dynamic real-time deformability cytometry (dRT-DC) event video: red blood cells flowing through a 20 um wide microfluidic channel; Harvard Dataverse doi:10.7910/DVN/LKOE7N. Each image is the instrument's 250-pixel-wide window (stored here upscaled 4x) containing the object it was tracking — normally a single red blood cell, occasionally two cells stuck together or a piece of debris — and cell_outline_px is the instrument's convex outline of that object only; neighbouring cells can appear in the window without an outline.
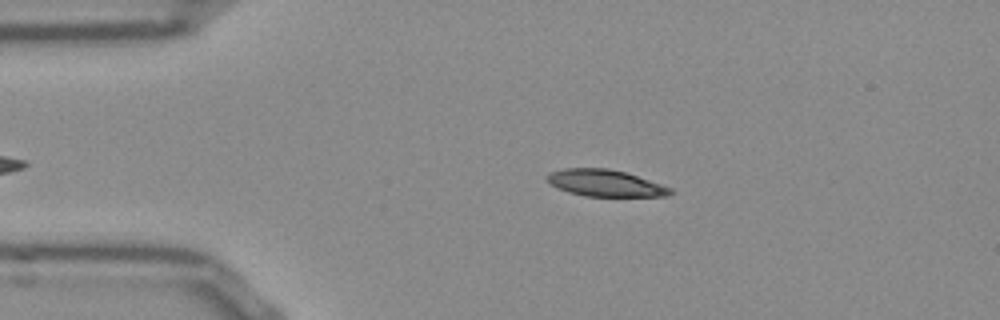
{"species": "Egyptian fruit bat (a non-hibernating species)", "species_latin": "Rousettus aegyptiacus", "temperature_condition": "room temperature", "stored_images_in_passage": 38, "camera_frame_rate_fps": 3000, "um_per_image_px": 0.085, "frame": {"image": 1, "passage_image": 2, "time_ms": 0.333, "image_size_px": [1000, 320], "cell_outline_px": [[676, 192], [668, 196], [584, 196], [568, 192], [552, 184], [548, 180], [548, 176], [552, 172], [564, 168], [608, 168], [624, 172], [672, 188]], "centroid_in_image_um": [51.5, 15.57], "position_along_channel_um": 33.5, "area_um2": 18.84}}
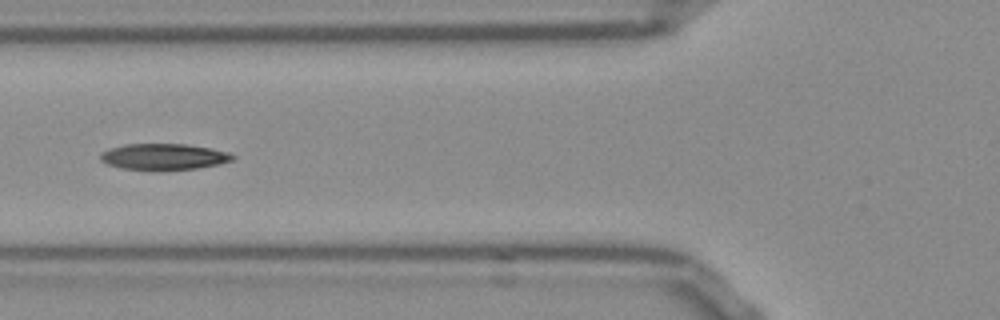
{"frame": {"image": 2, "passage_image": 11, "time_ms": 3.333, "image_size_px": [1000, 320], "cell_outline_px": [[236, 156], [232, 160], [220, 164], [196, 168], [164, 172], [120, 168], [108, 164], [100, 160], [100, 152], [108, 148], [124, 144], [188, 144], [212, 148], [228, 152]], "centroid_in_image_um": [13.9, 13.34], "position_along_channel_um": 111.9, "area_um2": 20.81}}
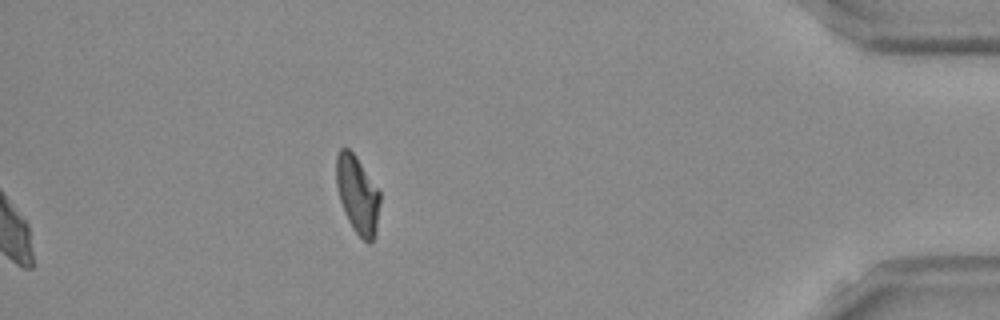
{"frame": {"image": 3, "passage_image": 38, "time_ms": 12.333, "image_size_px": [1000, 320], "cell_outline_px": [[380, 204], [376, 228], [372, 240], [368, 244], [352, 228], [348, 220], [340, 200], [336, 184], [336, 156], [340, 148], [348, 148], [356, 156], [380, 192]], "centroid_in_image_um": [30.38, 16.52], "position_along_channel_um": 404.8, "area_um2": 19.54}, "authors_computed_cell_mechanics": {"area_um2": 20.4034, "velocity_mm_per_s": 3.8377, "shape_relaxation_time_tau1_ms": 4.27, "shape_relaxation_time_tau2_ms": 5.0988, "deformation_change_tau1": 0.1647, "deformation_change_tau2": 0.1163}}